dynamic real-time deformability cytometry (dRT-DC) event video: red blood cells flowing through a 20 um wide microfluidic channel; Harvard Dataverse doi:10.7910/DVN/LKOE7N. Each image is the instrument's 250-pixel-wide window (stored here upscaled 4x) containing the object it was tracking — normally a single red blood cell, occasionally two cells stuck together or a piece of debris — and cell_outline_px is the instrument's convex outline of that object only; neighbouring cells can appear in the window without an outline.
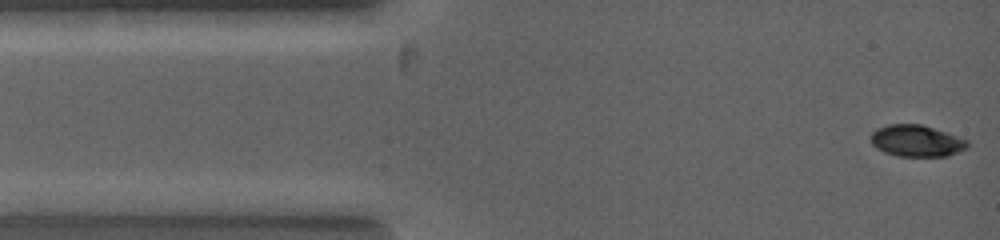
{"species": "common noctule bat (a hibernating species)", "species_latin": "Nyctalus noctula", "temperature_condition": "warm", "stored_images_in_passage": 2, "camera_frame_rate_fps": 5000, "um_per_image_px": 0.085, "animal": {"sex": "female", "body_mass_g": 19.0, "forearm_length_mm": 53.3}, "frame": {"image": 1, "passage_image": 2, "time_ms": 0.6, "image_size_px": [1000, 240], "cell_outline_px": [[968, 148], [948, 156], [896, 156], [884, 152], [876, 148], [872, 144], [868, 136], [876, 128], [888, 124], [920, 124], [968, 140]], "centroid_in_image_um": [77.85, 11.98], "position_along_channel_um": 7.1, "area_um2": 17.86}}